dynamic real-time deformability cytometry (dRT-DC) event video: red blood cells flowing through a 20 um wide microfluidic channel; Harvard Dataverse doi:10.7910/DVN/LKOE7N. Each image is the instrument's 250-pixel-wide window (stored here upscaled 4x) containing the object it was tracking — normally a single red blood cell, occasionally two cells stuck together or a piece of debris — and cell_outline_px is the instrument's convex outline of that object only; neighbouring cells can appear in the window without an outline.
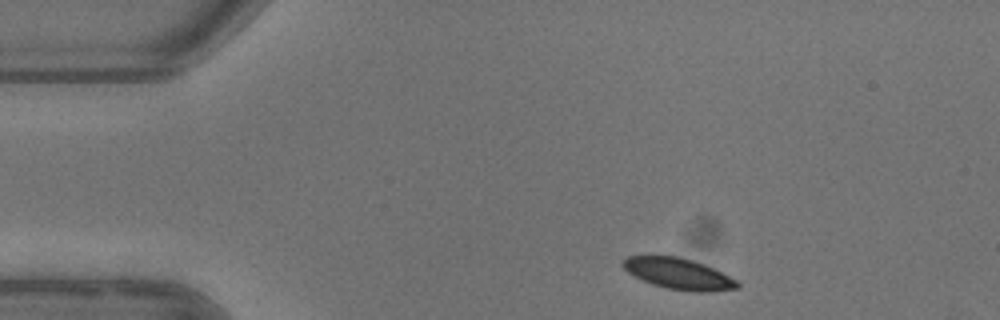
{"species": "common noctule bat (a hibernating species)", "species_latin": "Nyctalus noctula", "temperature_condition": "warm", "stored_images_in_passage": 3, "camera_frame_rate_fps": 3000, "um_per_image_px": 0.085, "animal": {"sex": "female"}, "frame": {"image": 1, "passage_image": 1, "time_ms": 0.0, "image_size_px": [1000, 320], "cell_outline_px": [[740, 288], [708, 292], [692, 292], [668, 288], [652, 284], [628, 272], [620, 264], [628, 256], [680, 256], [704, 264], [736, 280], [740, 284]], "centroid_in_image_um": [57.69, 23.27], "position_along_channel_um": 27.3, "area_um2": 20.52}}
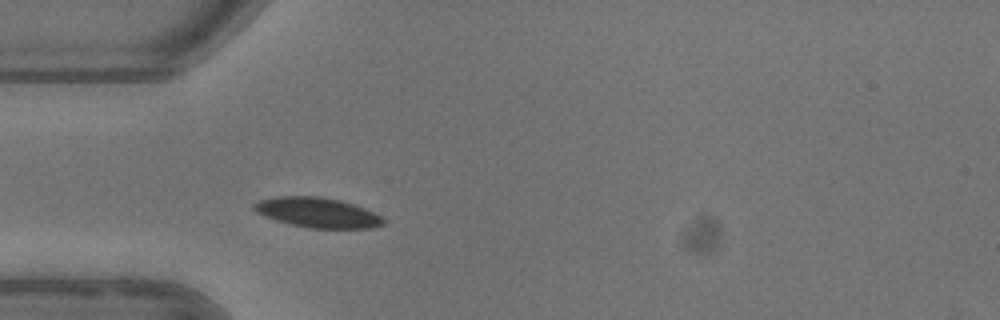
{"frame": {"image": 2, "passage_image": 3, "time_ms": 2.333, "image_size_px": [1000, 320], "cell_outline_px": [[384, 224], [372, 228], [308, 228], [288, 224], [264, 216], [256, 212], [252, 208], [260, 200], [276, 196], [320, 196], [340, 200], [364, 208], [380, 216], [384, 220]], "centroid_in_image_um": [26.96, 18.07], "position_along_channel_um": 58.0, "area_um2": 22.48}}